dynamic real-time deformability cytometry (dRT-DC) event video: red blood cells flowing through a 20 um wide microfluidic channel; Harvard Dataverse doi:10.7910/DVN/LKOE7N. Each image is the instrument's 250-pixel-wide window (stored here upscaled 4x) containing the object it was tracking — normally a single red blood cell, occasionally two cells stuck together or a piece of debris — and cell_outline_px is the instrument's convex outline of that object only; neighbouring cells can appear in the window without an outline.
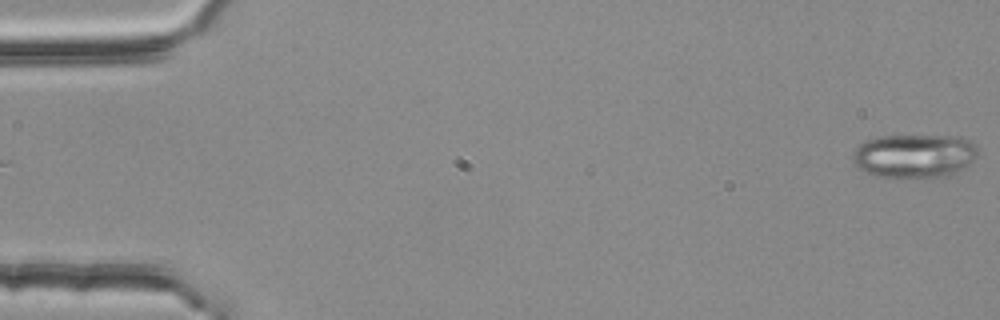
{"species": "common noctule bat (a hibernating species)", "species_latin": "Nyctalus noctula", "temperature_condition": "room temperature", "stored_images_in_passage": 4, "camera_frame_rate_fps": 3000, "um_per_image_px": 0.085, "animal": {"sex": "female", "body_mass_g": 25.1}, "frame": {"image": 1, "passage_image": 4, "time_ms": 1.0, "image_size_px": [1000, 320], "cell_outline_px": [[976, 156], [968, 164], [952, 176], [936, 180], [932, 180], [876, 176], [864, 172], [856, 168], [852, 164], [852, 152], [860, 144], [876, 136], [956, 136], [972, 140], [976, 144]], "centroid_in_image_um": [77.7, 13.3], "position_along_channel_um": 7.3, "area_um2": 33.0}}